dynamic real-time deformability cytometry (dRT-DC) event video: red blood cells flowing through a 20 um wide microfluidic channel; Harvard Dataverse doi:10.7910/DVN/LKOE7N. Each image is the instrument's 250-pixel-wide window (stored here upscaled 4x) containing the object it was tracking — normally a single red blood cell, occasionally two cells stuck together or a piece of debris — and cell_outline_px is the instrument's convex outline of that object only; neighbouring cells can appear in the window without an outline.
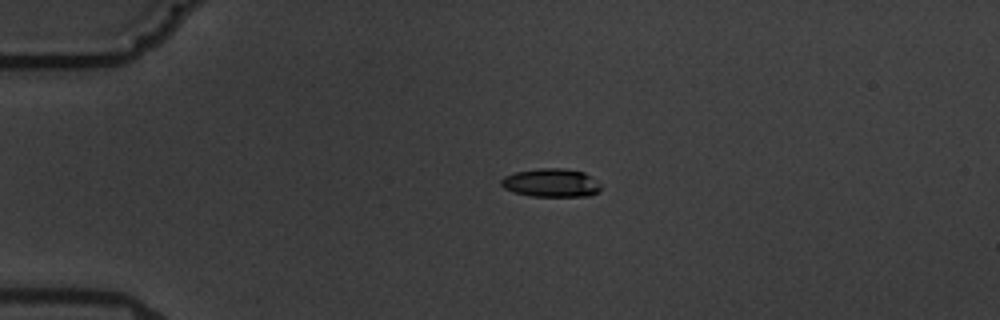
{"species": "common noctule bat (a hibernating species)", "species_latin": "Nyctalus noctula", "temperature_condition": "warm", "stored_images_in_passage": 11, "camera_frame_rate_fps": 3000, "um_per_image_px": 0.085, "animal": {"sex": "male", "body_mass_g": 19.5, "forearm_length_mm": 54.6}, "frame": {"image": 1, "passage_image": 4, "time_ms": 3.667, "image_size_px": [1000, 320], "cell_outline_px": [[600, 192], [588, 196], [532, 196], [512, 192], [504, 188], [500, 184], [500, 180], [504, 176], [516, 172], [540, 168], [564, 168], [584, 172], [592, 176], [600, 184]], "centroid_in_image_um": [46.85, 15.54], "position_along_channel_um": 38.1, "area_um2": 16.65}}
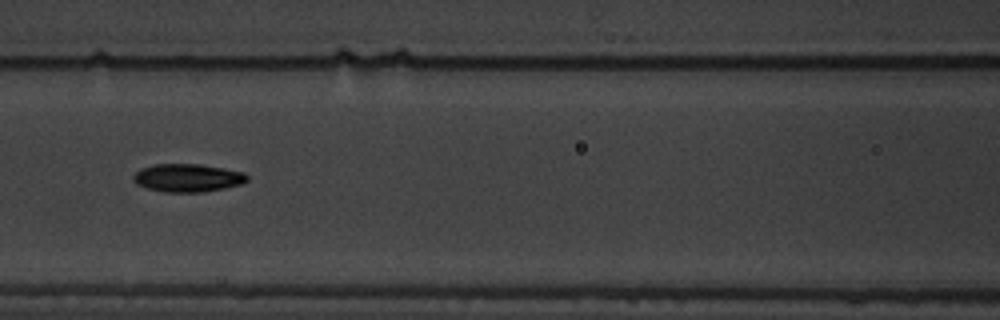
{"frame": {"image": 2, "passage_image": 7, "time_ms": 8.0, "image_size_px": [1000, 320], "cell_outline_px": [[248, 180], [244, 184], [204, 192], [164, 192], [148, 188], [136, 184], [132, 180], [132, 176], [140, 168], [152, 164], [200, 164], [224, 168], [244, 172], [248, 176]], "centroid_in_image_um": [15.95, 15.11], "position_along_channel_um": 150.6, "area_um2": 18.84}}
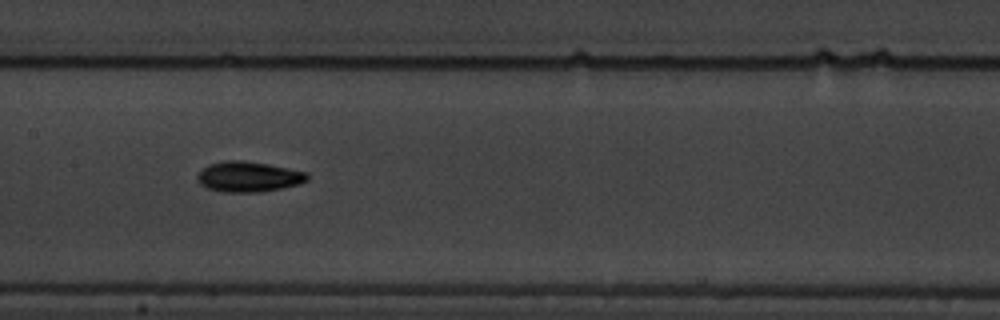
{"frame": {"image": 3, "passage_image": 8, "time_ms": 9.0, "image_size_px": [1000, 320], "cell_outline_px": [[308, 180], [300, 184], [260, 192], [220, 192], [208, 188], [200, 184], [196, 180], [196, 176], [208, 164], [224, 160], [240, 160], [268, 164], [308, 172]], "centroid_in_image_um": [21.11, 15.02], "position_along_channel_um": 186.3, "area_um2": 19.54}}